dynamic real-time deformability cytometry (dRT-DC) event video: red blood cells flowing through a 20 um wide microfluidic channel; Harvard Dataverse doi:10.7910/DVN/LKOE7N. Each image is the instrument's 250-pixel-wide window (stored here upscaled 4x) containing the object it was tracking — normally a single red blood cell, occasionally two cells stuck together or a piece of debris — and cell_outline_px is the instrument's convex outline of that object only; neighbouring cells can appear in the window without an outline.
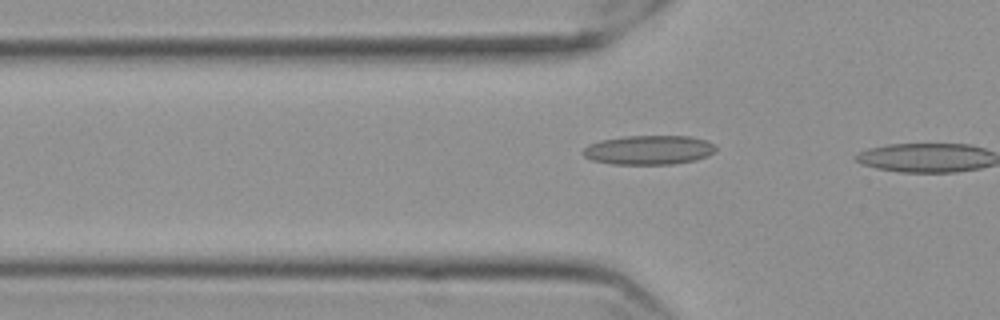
{"species": "Egyptian fruit bat (a non-hibernating species)", "species_latin": "Rousettus aegyptiacus", "temperature_condition": "cold", "stored_images_in_passage": 7, "camera_frame_rate_fps": 3000, "um_per_image_px": 0.085, "frame": {"image": 1, "passage_image": 6, "time_ms": 1.667, "image_size_px": [1000, 320], "cell_outline_px": [[716, 148], [712, 152], [696, 160], [672, 164], [612, 164], [592, 160], [584, 156], [580, 152], [588, 144], [600, 140], [624, 136], [692, 136], [708, 140]], "centroid_in_image_um": [55.1, 12.74], "position_along_channel_um": 70.7, "area_um2": 22.66}}